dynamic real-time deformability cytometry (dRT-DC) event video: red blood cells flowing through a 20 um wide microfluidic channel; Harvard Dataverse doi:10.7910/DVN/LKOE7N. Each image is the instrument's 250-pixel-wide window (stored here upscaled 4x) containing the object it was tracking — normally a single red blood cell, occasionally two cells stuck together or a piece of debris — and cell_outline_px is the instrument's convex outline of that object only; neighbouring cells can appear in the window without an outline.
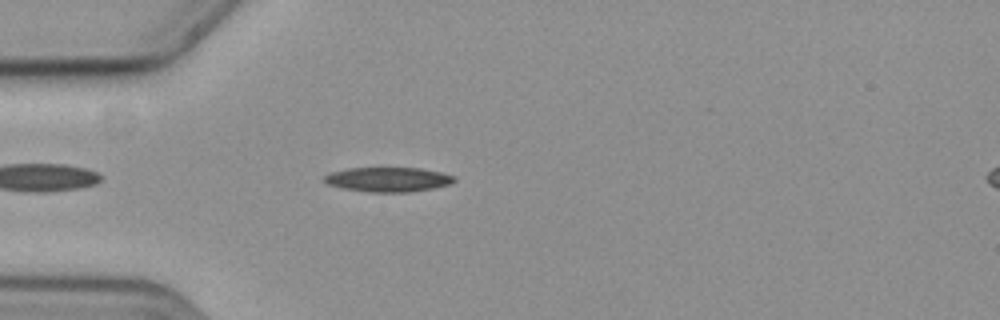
{"species": "common noctule bat (a hibernating species)", "species_latin": "Nyctalus noctula", "temperature_condition": "cold", "stored_images_in_passage": 46, "camera_frame_rate_fps": 3000, "um_per_image_px": 0.085, "animal": {"sex": "female", "body_mass_g": 19.3, "forearm_length_mm": 54.1}, "frame": {"image": 1, "passage_image": 5, "time_ms": 1.333, "image_size_px": [1000, 320], "cell_outline_px": [[456, 180], [448, 184], [432, 188], [408, 192], [368, 192], [344, 188], [328, 184], [324, 180], [324, 176], [332, 172], [348, 168], [420, 168], [440, 172], [456, 176]], "centroid_in_image_um": [33.0, 15.25], "position_along_channel_um": 52.0, "area_um2": 18.38}}
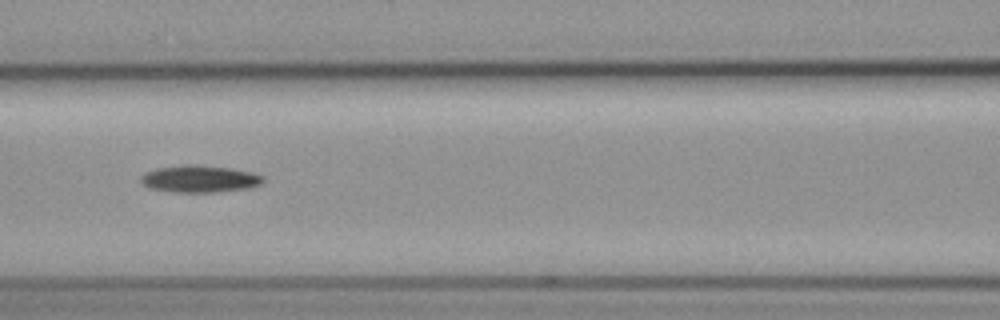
{"frame": {"image": 2, "passage_image": 14, "time_ms": 4.333, "image_size_px": [1000, 320], "cell_outline_px": [[264, 180], [260, 184], [248, 188], [216, 192], [176, 192], [152, 188], [144, 184], [140, 180], [140, 176], [144, 172], [156, 168], [184, 164], [196, 164], [228, 168], [252, 172], [264, 176]], "centroid_in_image_um": [16.96, 15.19], "position_along_channel_um": 149.6, "area_um2": 19.25}}
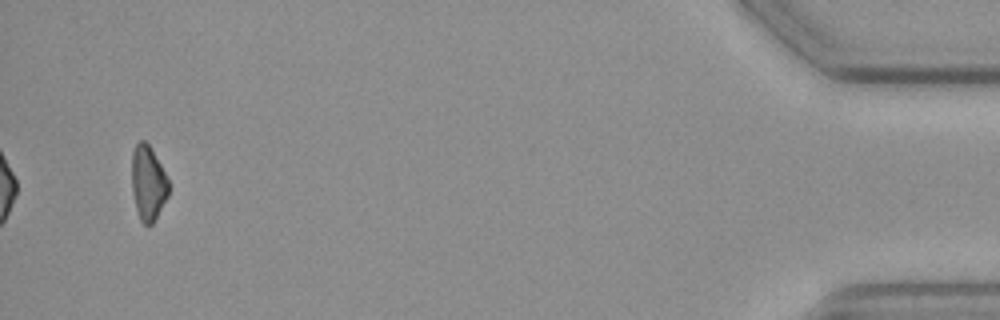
{"frame": {"image": 3, "passage_image": 44, "time_ms": 14.333, "image_size_px": [1000, 320], "cell_outline_px": [[168, 196], [152, 224], [144, 224], [140, 220], [136, 208], [132, 192], [132, 152], [136, 144], [140, 140], [144, 140], [148, 144], [160, 164], [168, 180]], "centroid_in_image_um": [12.57, 15.55], "position_along_channel_um": 422.6, "area_um2": 15.78}, "authors_computed_cell_mechanics": {"area_um2": 17.9469, "velocity_mm_per_s": 3.5967, "shape_relaxation_time_tau1_ms": 7.8078, "shape_relaxation_time_tau2_ms": null, "deformation_change_tau1": 0.1497, "deformation_change_tau2": null}}